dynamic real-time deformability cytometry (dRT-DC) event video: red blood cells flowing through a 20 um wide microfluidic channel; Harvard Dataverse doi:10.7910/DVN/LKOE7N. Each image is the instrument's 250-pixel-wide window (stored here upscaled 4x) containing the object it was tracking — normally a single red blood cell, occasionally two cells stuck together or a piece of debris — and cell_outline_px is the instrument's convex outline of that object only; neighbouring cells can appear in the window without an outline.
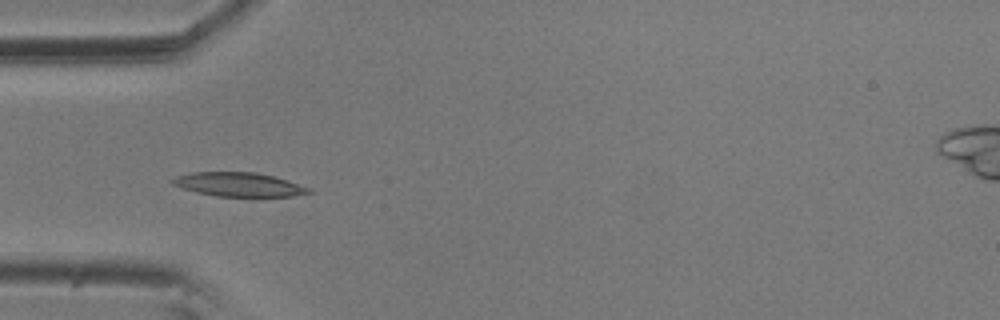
{"species": "common noctule bat (a hibernating species)", "species_latin": "Nyctalus noctula", "temperature_condition": "room temperature", "stored_images_in_passage": 6, "camera_frame_rate_fps": 3000, "um_per_image_px": 0.085, "animal": {"sex": "male", "body_mass_g": 20.5, "forearm_length_mm": 52.5}, "frame": {"image": 1, "passage_image": 5, "time_ms": 1.333, "image_size_px": [1000, 320], "cell_outline_px": [[312, 192], [292, 196], [216, 196], [196, 192], [180, 188], [172, 184], [168, 180], [176, 176], [192, 172], [256, 172], [288, 180], [312, 188]], "centroid_in_image_um": [20.26, 15.67], "position_along_channel_um": 64.7, "area_um2": 19.13}}
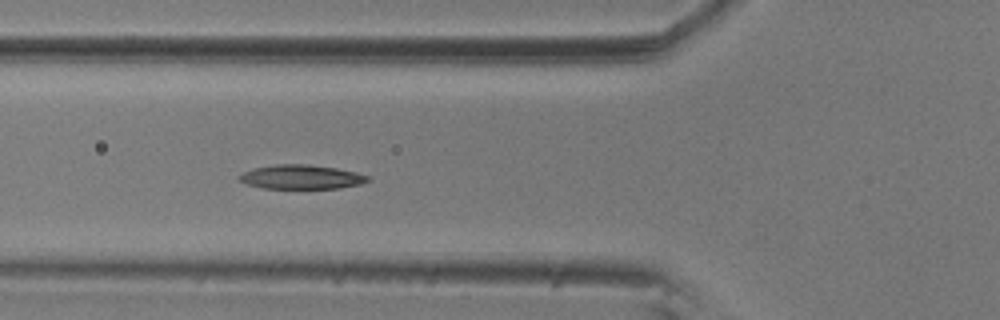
{"frame": {"image": 2, "passage_image": 6, "time_ms": 1.667, "image_size_px": [1000, 320], "cell_outline_px": [[372, 180], [360, 184], [340, 188], [264, 188], [248, 184], [240, 180], [236, 176], [252, 168], [276, 164], [308, 164], [336, 168], [356, 172], [372, 176]], "centroid_in_image_um": [25.66, 15.03], "position_along_channel_um": 100.1, "area_um2": 18.21}}